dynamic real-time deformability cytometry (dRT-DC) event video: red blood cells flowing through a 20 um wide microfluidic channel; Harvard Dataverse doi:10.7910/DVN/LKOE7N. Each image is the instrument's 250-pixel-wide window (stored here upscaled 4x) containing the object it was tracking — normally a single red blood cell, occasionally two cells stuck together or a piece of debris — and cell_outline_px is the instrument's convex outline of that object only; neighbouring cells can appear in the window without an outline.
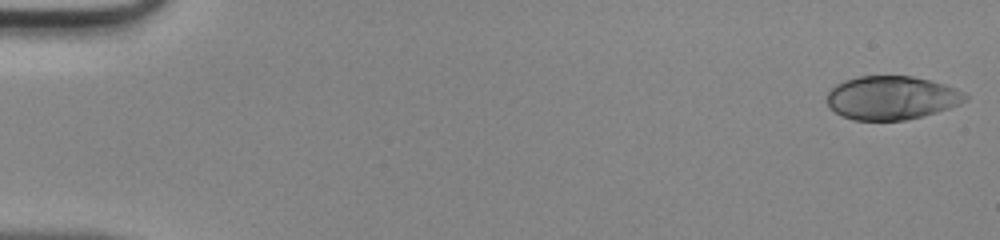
{"species": "human", "species_latin": "Homo sapiens", "temperature_condition": "room temperature", "stored_images_in_passage": 47, "camera_frame_rate_fps": 3000, "um_per_image_px": 0.085, "donor": {"sex": "male"}, "frame": {"image": 1, "passage_image": 1, "time_ms": 0.0, "image_size_px": [1000, 240], "cell_outline_px": [[968, 100], [960, 104], [936, 112], [904, 120], [852, 120], [840, 116], [828, 104], [828, 92], [836, 84], [844, 80], [860, 76], [912, 76], [944, 84], [956, 88], [964, 92], [968, 96]], "centroid_in_image_um": [75.79, 8.31], "position_along_channel_um": 9.2, "area_um2": 35.03}}
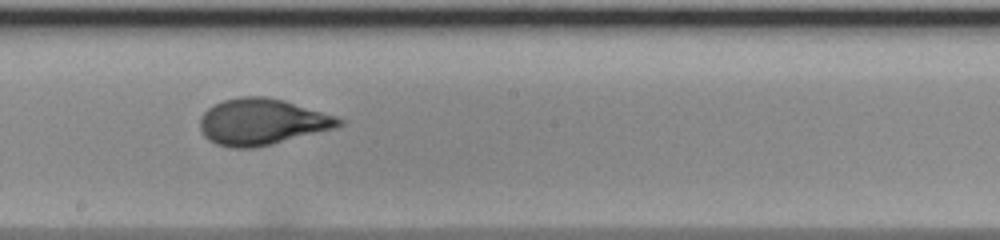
{"frame": {"image": 2, "passage_image": 27, "time_ms": 8.667, "image_size_px": [1000, 240], "cell_outline_px": [[344, 124], [336, 128], [272, 144], [252, 148], [232, 148], [216, 144], [208, 140], [204, 136], [200, 128], [200, 116], [208, 108], [224, 100], [240, 96], [264, 96], [284, 100], [336, 116], [344, 120]], "centroid_in_image_um": [22.27, 10.36], "position_along_channel_um": 225.9, "area_um2": 37.51}}
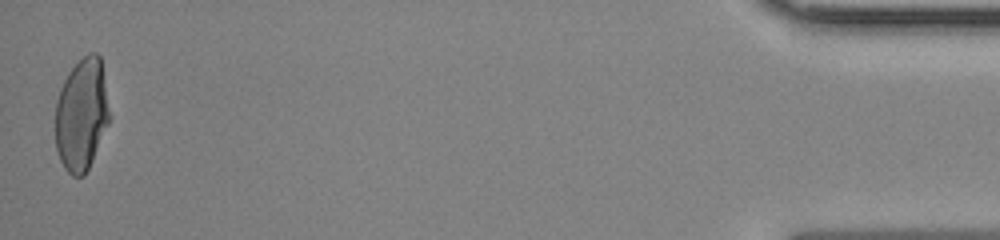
{"frame": {"image": 3, "passage_image": 47, "time_ms": 15.333, "image_size_px": [1000, 240], "cell_outline_px": [[112, 116], [92, 160], [84, 176], [72, 176], [64, 168], [60, 160], [56, 148], [56, 100], [60, 88], [68, 72], [88, 52], [96, 52], [100, 56]], "centroid_in_image_um": [6.96, 9.72], "position_along_channel_um": 428.2, "area_um2": 35.72}}